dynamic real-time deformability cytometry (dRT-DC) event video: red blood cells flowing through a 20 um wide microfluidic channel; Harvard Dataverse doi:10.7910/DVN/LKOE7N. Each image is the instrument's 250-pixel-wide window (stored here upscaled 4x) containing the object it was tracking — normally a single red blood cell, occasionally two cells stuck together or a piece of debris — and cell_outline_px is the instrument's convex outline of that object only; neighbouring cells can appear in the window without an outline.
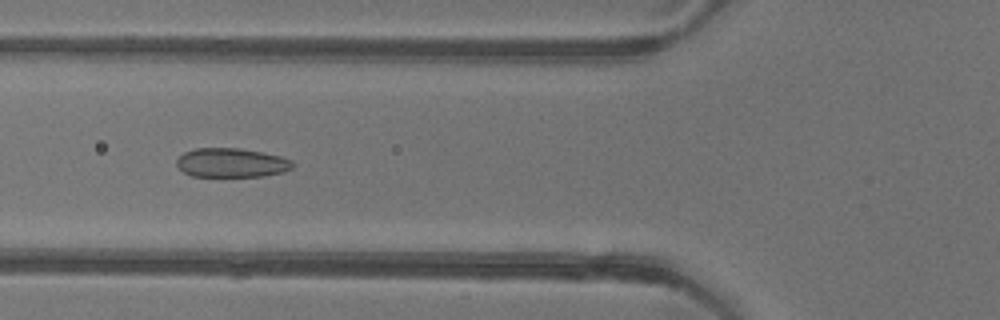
{"species": "common noctule bat (a hibernating species)", "species_latin": "Nyctalus noctula", "temperature_condition": "warm", "stored_images_in_passage": 49, "camera_frame_rate_fps": 3000, "um_per_image_px": 0.085, "animal": {"sex": "female"}, "frame": {"image": 1, "passage_image": 16, "time_ms": 5.0, "image_size_px": [1000, 320], "cell_outline_px": [[292, 168], [284, 172], [264, 176], [192, 176], [184, 172], [176, 164], [176, 160], [184, 152], [196, 148], [240, 148], [264, 152], [280, 156], [292, 160]], "centroid_in_image_um": [19.69, 13.83], "position_along_channel_um": 106.1, "area_um2": 19.71}}
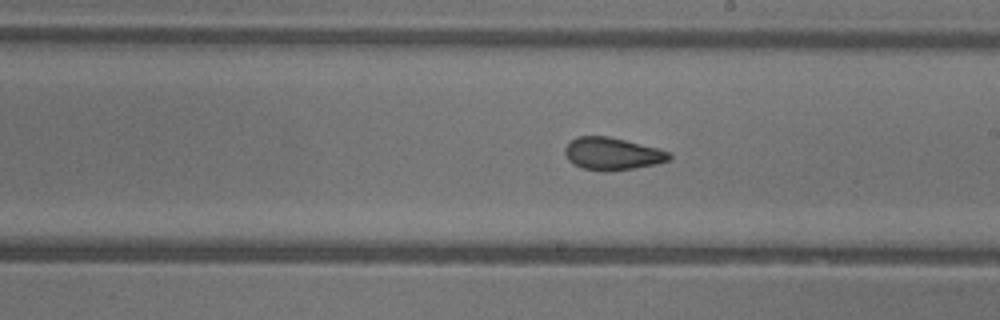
{"frame": {"image": 2, "passage_image": 26, "time_ms": 8.333, "image_size_px": [1000, 320], "cell_outline_px": [[672, 156], [668, 160], [656, 164], [636, 168], [608, 172], [604, 172], [580, 168], [572, 164], [568, 160], [564, 152], [564, 148], [576, 136], [608, 136], [660, 148], [668, 152]], "centroid_in_image_um": [52.02, 13.08], "position_along_channel_um": 237.0, "area_um2": 20.0}}
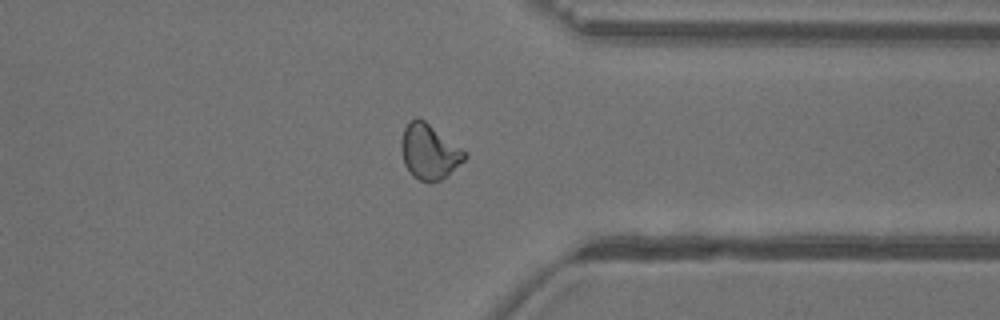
{"frame": {"image": 3, "passage_image": 37, "time_ms": 12.0, "image_size_px": [1000, 320], "cell_outline_px": [[468, 156], [464, 160], [440, 180], [420, 180], [412, 176], [404, 164], [400, 148], [400, 140], [404, 128], [408, 120], [416, 116], [420, 116], [468, 152]], "centroid_in_image_um": [36.46, 12.82], "position_along_channel_um": 374.9, "area_um2": 20.58}, "authors_computed_cell_mechanics": {"area_um2": 20.2878, "velocity_mm_per_s": 3.913, "shape_relaxation_time_tau1_ms": 9.0381, "shape_relaxation_time_tau2_ms": 1.666, "deformation_change_tau1": 0.1648, "deformation_change_tau2": 0.0674}}